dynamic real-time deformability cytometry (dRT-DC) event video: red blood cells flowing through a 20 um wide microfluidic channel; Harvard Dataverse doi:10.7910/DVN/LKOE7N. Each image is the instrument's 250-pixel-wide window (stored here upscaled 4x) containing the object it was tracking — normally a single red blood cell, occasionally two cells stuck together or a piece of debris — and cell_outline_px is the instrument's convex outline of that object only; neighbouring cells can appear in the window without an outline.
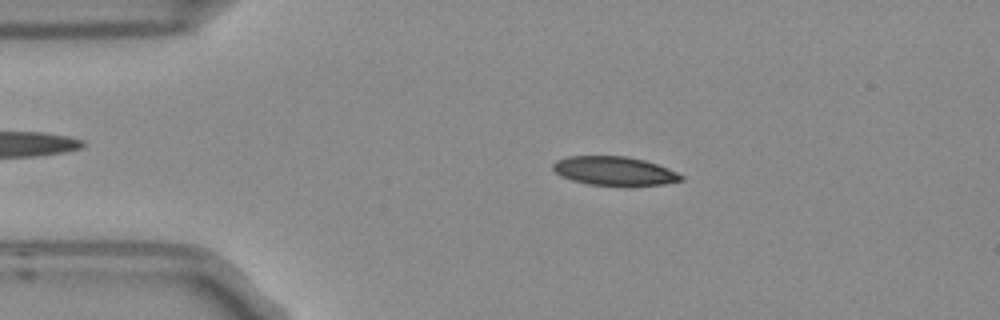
{"species": "Egyptian fruit bat (a non-hibernating species)", "species_latin": "Rousettus aegyptiacus", "temperature_condition": "room temperature", "stored_images_in_passage": 4, "camera_frame_rate_fps": 3000, "um_per_image_px": 0.085, "frame": {"image": 1, "passage_image": 3, "time_ms": 0.667, "image_size_px": [1000, 320], "cell_outline_px": [[684, 180], [664, 184], [628, 188], [588, 184], [572, 180], [556, 172], [552, 168], [552, 164], [556, 160], [568, 156], [628, 156], [644, 160], [668, 168], [684, 176]], "centroid_in_image_um": [52.27, 14.56], "position_along_channel_um": 32.7, "area_um2": 22.14}}